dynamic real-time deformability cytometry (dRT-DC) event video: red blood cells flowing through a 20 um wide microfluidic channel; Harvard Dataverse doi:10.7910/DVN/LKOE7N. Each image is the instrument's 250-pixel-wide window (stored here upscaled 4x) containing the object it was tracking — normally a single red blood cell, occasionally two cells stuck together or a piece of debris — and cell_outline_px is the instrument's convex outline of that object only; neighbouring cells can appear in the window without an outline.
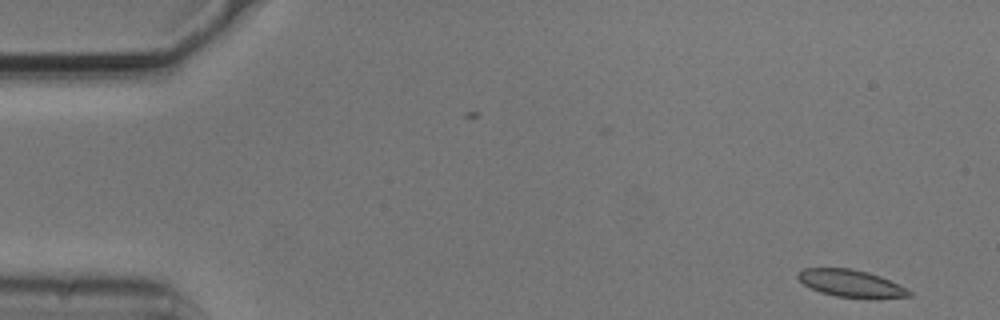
{"species": "common noctule bat (a hibernating species)", "species_latin": "Nyctalus noctula", "temperature_condition": "cold", "stored_images_in_passage": 10, "camera_frame_rate_fps": 3000, "um_per_image_px": 0.085, "animal": {"sex": "male", "body_mass_g": 20.5, "forearm_length_mm": 52.5}, "frame": {"image": 1, "passage_image": 1, "time_ms": 0.0, "image_size_px": [1000, 320], "cell_outline_px": [[912, 296], [876, 300], [872, 300], [836, 296], [820, 292], [804, 284], [796, 276], [796, 272], [804, 268], [848, 268], [868, 272], [880, 276], [912, 292]], "centroid_in_image_um": [72.35, 24.12], "position_along_channel_um": 12.7, "area_um2": 17.92}}